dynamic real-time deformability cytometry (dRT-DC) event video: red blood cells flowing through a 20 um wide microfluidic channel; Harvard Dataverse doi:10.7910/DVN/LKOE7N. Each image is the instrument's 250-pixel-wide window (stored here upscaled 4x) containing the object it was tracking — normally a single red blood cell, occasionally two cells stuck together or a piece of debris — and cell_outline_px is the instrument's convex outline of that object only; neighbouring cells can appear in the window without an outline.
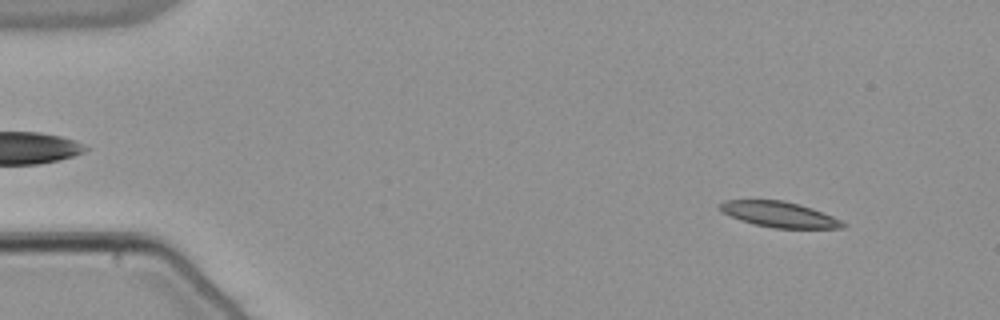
{"species": "common noctule bat (a hibernating species)", "species_latin": "Nyctalus noctula", "temperature_condition": "warm", "stored_images_in_passage": 54, "camera_frame_rate_fps": 3000, "um_per_image_px": 0.085, "animal": {"sex": "male", "body_mass_g": 21.5, "forearm_length_mm": 52.0}, "frame": {"image": 1, "passage_image": 6, "time_ms": 1.667, "image_size_px": [1000, 320], "cell_outline_px": [[848, 224], [840, 228], [776, 228], [756, 224], [732, 216], [724, 212], [720, 208], [720, 204], [724, 200], [784, 200], [812, 208], [832, 216]], "centroid_in_image_um": [66.28, 18.22], "position_along_channel_um": 18.7, "area_um2": 17.86}}
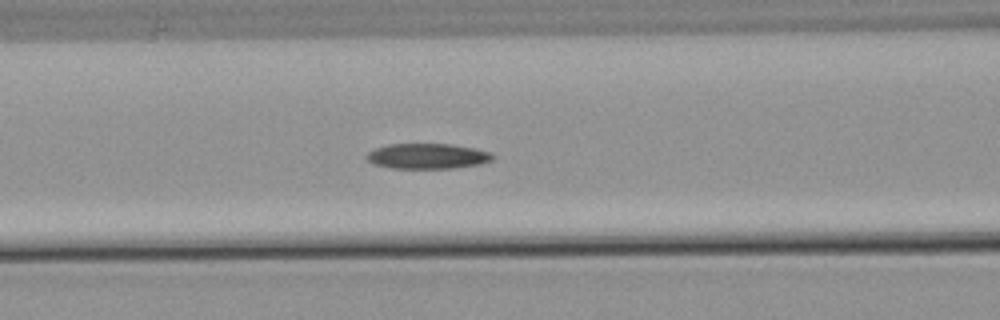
{"frame": {"image": 2, "passage_image": 23, "time_ms": 7.333, "image_size_px": [1000, 320], "cell_outline_px": [[496, 156], [492, 160], [480, 164], [456, 168], [388, 168], [372, 164], [364, 156], [368, 152], [376, 148], [388, 144], [448, 144], [472, 148], [488, 152]], "centroid_in_image_um": [36.29, 13.28], "position_along_channel_um": 130.3, "area_um2": 18.61}}
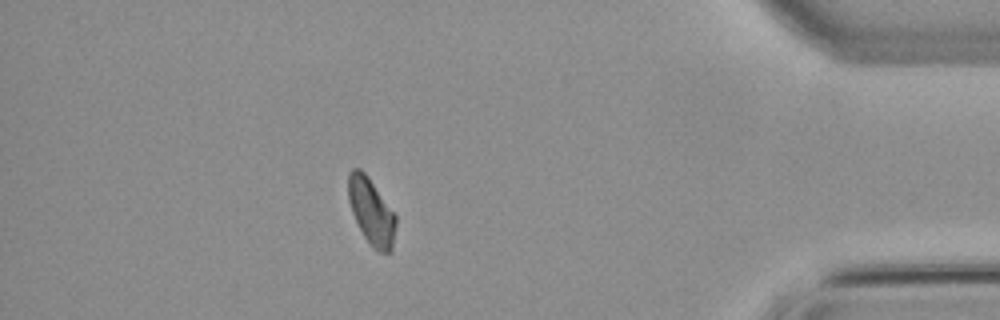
{"frame": {"image": 3, "passage_image": 48, "time_ms": 15.667, "image_size_px": [1000, 320], "cell_outline_px": [[396, 224], [392, 248], [388, 252], [380, 252], [372, 248], [364, 236], [352, 212], [348, 200], [348, 172], [352, 168], [360, 168], [368, 176], [396, 216]], "centroid_in_image_um": [31.54, 17.95], "position_along_channel_um": 403.7, "area_um2": 18.21}}